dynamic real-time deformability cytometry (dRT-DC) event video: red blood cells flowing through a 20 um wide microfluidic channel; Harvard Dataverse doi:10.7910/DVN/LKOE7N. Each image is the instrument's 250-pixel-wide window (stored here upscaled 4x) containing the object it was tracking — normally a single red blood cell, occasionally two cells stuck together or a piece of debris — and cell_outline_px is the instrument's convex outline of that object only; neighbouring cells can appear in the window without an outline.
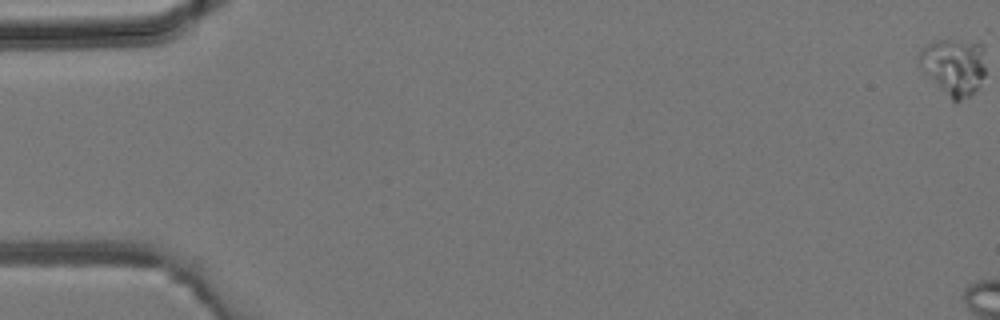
{"species": "common noctule bat (a hibernating species)", "species_latin": "Nyctalus noctula", "temperature_condition": "room temperature", "stored_images_in_passage": 6, "camera_frame_rate_fps": 3000, "um_per_image_px": 0.085, "animal": {"sex": "male", "body_mass_g": 19.2, "forearm_length_mm": 51.8}, "frame": {"image": 1, "passage_image": 1, "time_ms": 0.0, "image_size_px": [1000, 320], "cell_outline_px": [[984, 76], [976, 88], [968, 96], [956, 104], [916, 64], [916, 60], [920, 48], [936, 40], [980, 40], [984, 44]], "centroid_in_image_um": [81.06, 5.6], "position_along_channel_um": 3.9, "area_um2": 22.43}}